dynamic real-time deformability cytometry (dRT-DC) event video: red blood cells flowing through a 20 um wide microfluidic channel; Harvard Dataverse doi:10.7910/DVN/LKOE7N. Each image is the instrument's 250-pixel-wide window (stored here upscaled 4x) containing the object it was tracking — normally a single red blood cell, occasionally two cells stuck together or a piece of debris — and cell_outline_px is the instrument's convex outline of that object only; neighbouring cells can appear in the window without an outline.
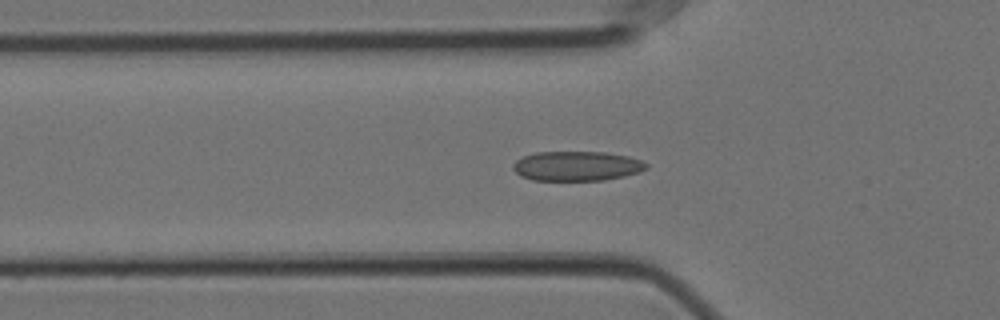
{"species": "Egyptian fruit bat (a non-hibernating species)", "species_latin": "Rousettus aegyptiacus", "temperature_condition": "cold", "stored_images_in_passage": 50, "camera_frame_rate_fps": 3000, "um_per_image_px": 0.085, "animal": {"sex": "female"}, "frame": {"image": 1, "passage_image": 11, "time_ms": 3.333, "image_size_px": [1000, 320], "cell_outline_px": [[648, 168], [640, 172], [624, 176], [604, 180], [532, 180], [520, 176], [512, 168], [512, 164], [516, 160], [524, 156], [536, 152], [604, 152], [628, 156], [640, 160], [648, 164]], "centroid_in_image_um": [49.02, 14.11], "position_along_channel_um": 76.8, "area_um2": 23.06}}
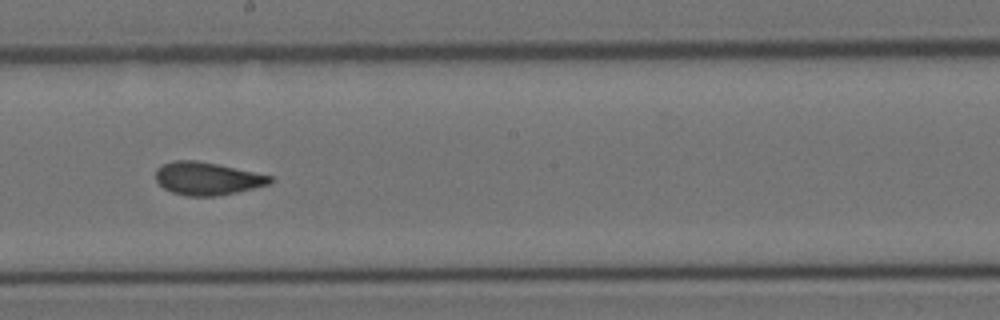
{"frame": {"image": 2, "passage_image": 24, "time_ms": 7.667, "image_size_px": [1000, 320], "cell_outline_px": [[272, 180], [268, 184], [236, 192], [216, 196], [188, 196], [172, 192], [164, 188], [156, 180], [156, 168], [172, 160], [196, 160], [216, 164], [272, 176]], "centroid_in_image_um": [17.57, 15.17], "position_along_channel_um": 230.6, "area_um2": 21.56}}
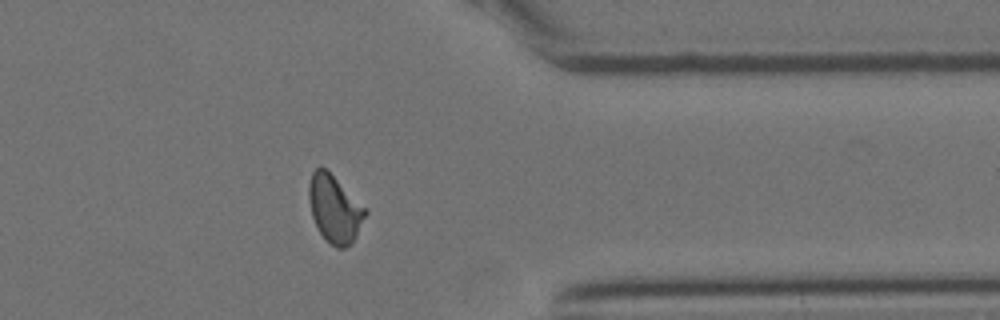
{"frame": {"image": 3, "passage_image": 38, "time_ms": 12.333, "image_size_px": [1000, 320], "cell_outline_px": [[368, 212], [352, 244], [344, 248], [336, 248], [320, 232], [312, 216], [308, 200], [308, 184], [312, 172], [320, 164], [368, 208]], "centroid_in_image_um": [28.46, 17.73], "position_along_channel_um": 382.9, "area_um2": 22.25}, "authors_computed_cell_mechanics": {"area_um2": 22.1085, "velocity_mm_per_s": 3.5314, "shape_relaxation_time_tau1_ms": null, "shape_relaxation_time_tau2_ms": 1.4394, "deformation_change_tau1": null, "deformation_change_tau2": 0.0723}}